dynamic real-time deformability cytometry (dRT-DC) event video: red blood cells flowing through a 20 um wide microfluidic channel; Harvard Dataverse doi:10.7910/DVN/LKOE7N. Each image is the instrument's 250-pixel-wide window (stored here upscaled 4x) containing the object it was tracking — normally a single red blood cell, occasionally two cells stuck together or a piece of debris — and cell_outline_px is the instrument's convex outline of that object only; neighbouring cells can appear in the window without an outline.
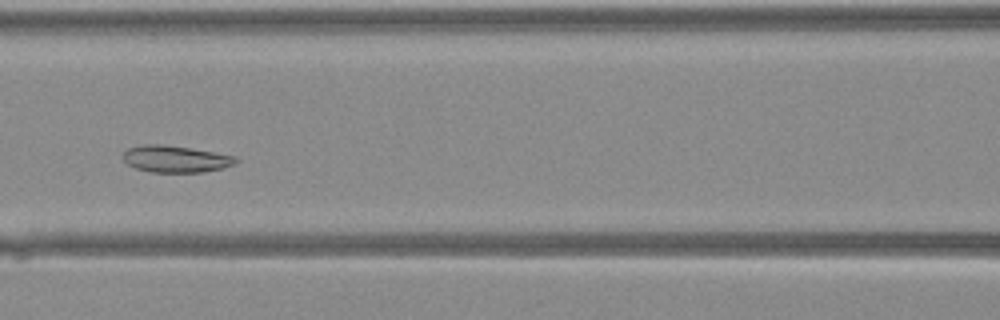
{"species": "Egyptian fruit bat (a non-hibernating species)", "species_latin": "Rousettus aegyptiacus", "temperature_condition": "warm", "stored_images_in_passage": 35, "segment_of_instrument_passage": [1, 2], "camera_frame_rate_fps": 3000, "um_per_image_px": 0.085, "animal": {"sex": "female"}, "frame": {"image": 1, "passage_image": 11, "time_ms": 3.333, "image_size_px": [1000, 320], "cell_outline_px": [[240, 160], [236, 164], [224, 168], [204, 172], [152, 172], [136, 168], [128, 164], [124, 160], [124, 152], [128, 148], [140, 144], [164, 144], [192, 148], [232, 156]], "centroid_in_image_um": [14.93, 13.51], "position_along_channel_um": 151.7, "area_um2": 17.63}}
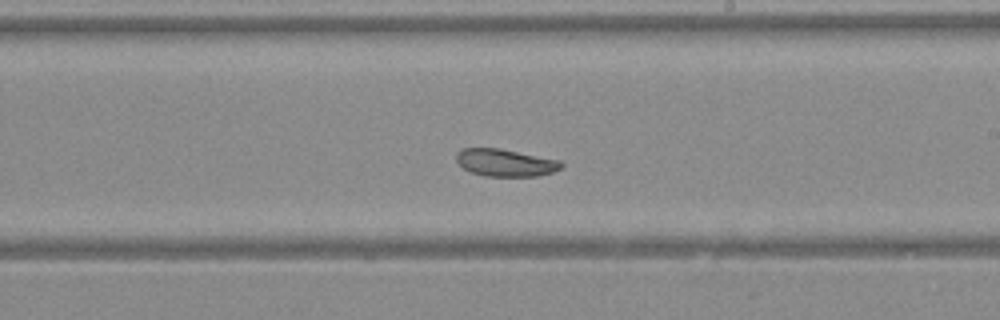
{"frame": {"image": 2, "passage_image": 17, "time_ms": 5.333, "image_size_px": [1000, 320], "cell_outline_px": [[564, 164], [560, 168], [552, 172], [536, 176], [484, 176], [472, 172], [464, 168], [456, 160], [456, 152], [460, 148], [500, 148], [560, 160]], "centroid_in_image_um": [42.94, 13.82], "position_along_channel_um": 246.1, "area_um2": 16.7}}
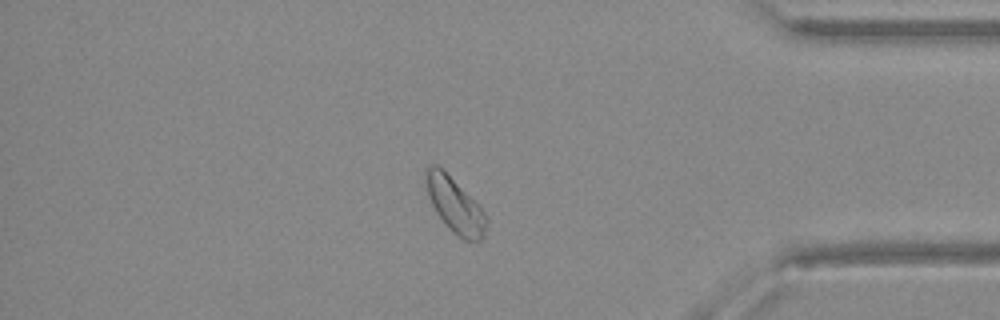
{"frame": {"image": 3, "passage_image": 28, "time_ms": 9.0, "image_size_px": [1000, 320], "cell_outline_px": [[488, 220], [484, 236], [480, 240], [464, 240], [452, 232], [448, 228], [436, 212], [428, 196], [424, 180], [424, 168], [432, 164], [436, 164], [484, 212]], "centroid_in_image_um": [38.62, 17.46], "position_along_channel_um": 396.6, "area_um2": 18.84}}